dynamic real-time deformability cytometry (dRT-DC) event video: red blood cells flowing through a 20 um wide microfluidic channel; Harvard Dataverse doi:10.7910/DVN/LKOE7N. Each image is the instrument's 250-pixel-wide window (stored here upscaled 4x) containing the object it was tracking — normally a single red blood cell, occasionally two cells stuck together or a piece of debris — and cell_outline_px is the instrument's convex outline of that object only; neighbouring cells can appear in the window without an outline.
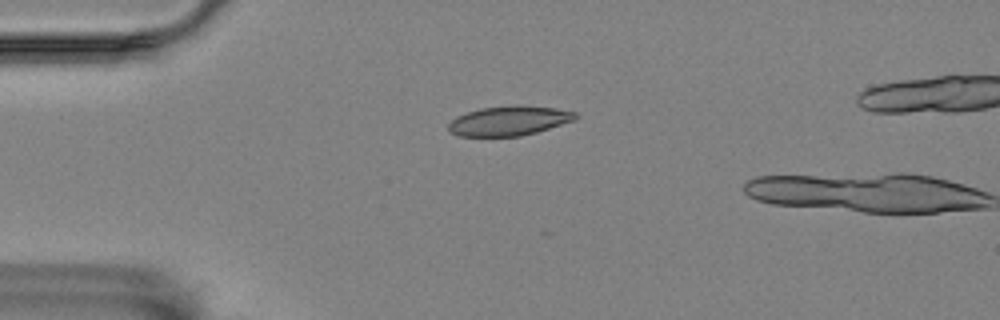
{"species": "Egyptian fruit bat (a non-hibernating species)", "species_latin": "Rousettus aegyptiacus", "temperature_condition": "room temperature", "stored_images_in_passage": 2, "camera_frame_rate_fps": 3000, "um_per_image_px": 0.085, "animal": {"sex": "female"}, "frame": {"image": 1, "passage_image": 1, "time_ms": 0.0, "image_size_px": [1000, 320], "cell_outline_px": [[580, 116], [576, 120], [536, 132], [520, 136], [460, 136], [448, 132], [448, 124], [456, 116], [480, 108], [512, 104], [520, 104], [556, 108], [576, 112]], "centroid_in_image_um": [43.29, 10.25], "position_along_channel_um": 41.7, "area_um2": 22.25}}